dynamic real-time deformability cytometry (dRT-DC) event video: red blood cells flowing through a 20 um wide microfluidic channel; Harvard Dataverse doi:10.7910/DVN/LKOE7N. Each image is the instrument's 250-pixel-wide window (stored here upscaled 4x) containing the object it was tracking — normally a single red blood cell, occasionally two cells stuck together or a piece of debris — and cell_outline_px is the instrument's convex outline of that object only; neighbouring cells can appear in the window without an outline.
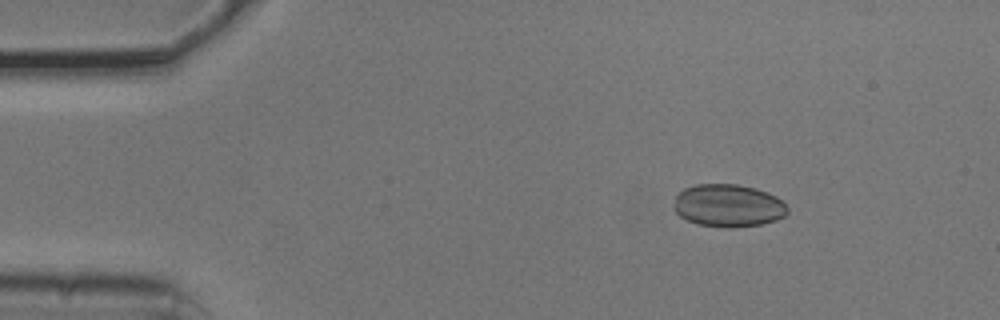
{"species": "common noctule bat (a hibernating species)", "species_latin": "Nyctalus noctula", "temperature_condition": "cold", "stored_images_in_passage": 4, "camera_frame_rate_fps": 3000, "um_per_image_px": 0.085, "animal": {"sex": "male", "body_mass_g": 20.5, "forearm_length_mm": 52.5}, "frame": {"image": 1, "passage_image": 1, "time_ms": 0.0, "image_size_px": [1000, 320], "cell_outline_px": [[788, 212], [784, 216], [776, 220], [760, 224], [732, 228], [728, 228], [696, 224], [680, 216], [672, 208], [676, 196], [684, 188], [696, 184], [736, 184], [756, 188], [768, 192], [776, 196], [788, 208]], "centroid_in_image_um": [61.88, 17.47], "position_along_channel_um": 23.1, "area_um2": 28.38}}
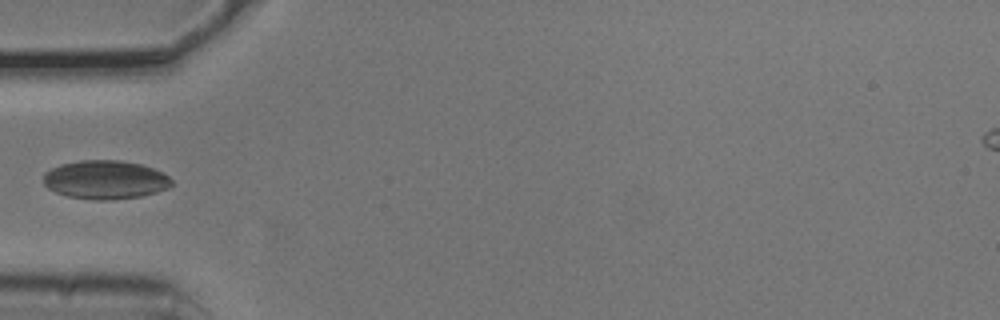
{"frame": {"image": 2, "passage_image": 4, "time_ms": 1.0, "image_size_px": [1000, 320], "cell_outline_px": [[172, 184], [168, 188], [156, 192], [140, 196], [112, 200], [96, 200], [68, 196], [56, 192], [48, 188], [44, 184], [44, 172], [60, 164], [80, 160], [120, 160], [140, 164], [164, 172], [172, 180]], "centroid_in_image_um": [8.95, 15.27], "position_along_channel_um": 76.0, "area_um2": 28.9}}